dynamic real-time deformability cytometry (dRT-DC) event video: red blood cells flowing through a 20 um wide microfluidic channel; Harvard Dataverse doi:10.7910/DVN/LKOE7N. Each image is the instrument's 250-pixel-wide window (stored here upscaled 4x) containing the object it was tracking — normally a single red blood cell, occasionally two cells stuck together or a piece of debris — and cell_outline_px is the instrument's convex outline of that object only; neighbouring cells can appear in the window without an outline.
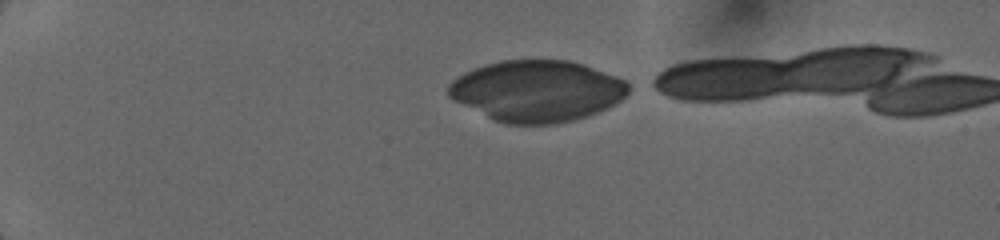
{"species": "human", "species_latin": "Homo sapiens", "temperature_condition": "cold", "stored_images_in_passage": 5, "camera_frame_rate_fps": 3000, "um_per_image_px": 0.085, "donor": {"sex": "female"}, "frame": {"image": 1, "passage_image": 1, "time_ms": 0.0, "image_size_px": [1000, 240], "cell_outline_px": [[628, 92], [616, 104], [608, 108], [588, 116], [556, 124], [504, 124], [492, 120], [452, 100], [448, 96], [448, 84], [452, 80], [464, 72], [472, 68], [500, 60], [568, 60], [584, 64], [616, 76], [624, 80], [628, 84]], "centroid_in_image_um": [45.6, 7.74], "position_along_channel_um": 39.4, "area_um2": 64.68}}